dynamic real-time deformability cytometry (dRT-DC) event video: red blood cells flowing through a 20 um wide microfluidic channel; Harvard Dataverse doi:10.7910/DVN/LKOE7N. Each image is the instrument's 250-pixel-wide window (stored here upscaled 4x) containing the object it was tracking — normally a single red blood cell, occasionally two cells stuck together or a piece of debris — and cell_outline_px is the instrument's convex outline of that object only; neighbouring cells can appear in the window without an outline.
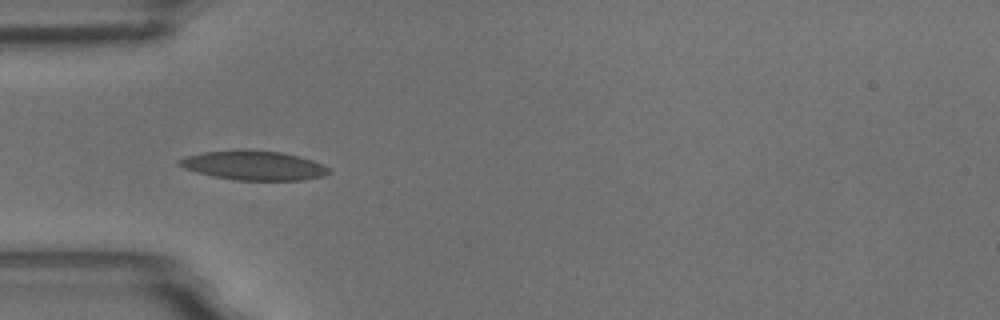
{"species": "common noctule bat (a hibernating species)", "species_latin": "Nyctalus noctula", "temperature_condition": "room temperature", "stored_images_in_passage": 5, "camera_frame_rate_fps": 3000, "um_per_image_px": 0.085, "animal": {"sex": "male", "body_mass_g": 18.8}, "frame": {"image": 1, "passage_image": 4, "time_ms": 3.333, "image_size_px": [1000, 320], "cell_outline_px": [[332, 172], [324, 176], [304, 180], [236, 180], [212, 176], [196, 172], [184, 168], [176, 164], [176, 160], [184, 156], [204, 152], [244, 148], [280, 152], [300, 156], [324, 164], [332, 168]], "centroid_in_image_um": [21.58, 14.05], "position_along_channel_um": 63.4, "area_um2": 26.18}}